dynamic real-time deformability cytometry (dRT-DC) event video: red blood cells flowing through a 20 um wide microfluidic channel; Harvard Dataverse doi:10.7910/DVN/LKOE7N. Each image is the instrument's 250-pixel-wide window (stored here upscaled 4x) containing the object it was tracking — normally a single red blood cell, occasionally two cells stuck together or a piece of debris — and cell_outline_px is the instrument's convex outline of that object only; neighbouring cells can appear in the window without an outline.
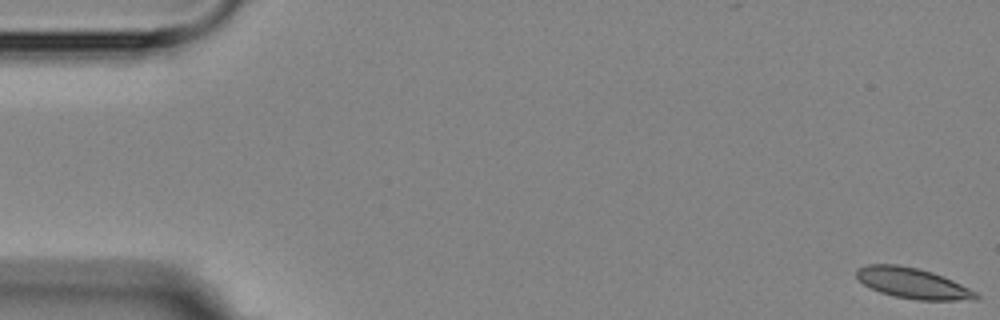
{"species": "Egyptian fruit bat (a non-hibernating species)", "species_latin": "Rousettus aegyptiacus", "temperature_condition": "room temperature", "stored_images_in_passage": 9, "camera_frame_rate_fps": 3000, "um_per_image_px": 0.085, "animal": {"sex": "female"}, "frame": {"image": 1, "passage_image": 1, "time_ms": 0.0, "image_size_px": [1000, 320], "cell_outline_px": [[980, 296], [976, 300], [916, 300], [896, 296], [880, 292], [864, 284], [856, 276], [856, 268], [868, 264], [896, 264], [916, 268], [932, 272], [944, 276], [976, 292]], "centroid_in_image_um": [77.58, 24.07], "position_along_channel_um": 7.4, "area_um2": 21.15}}
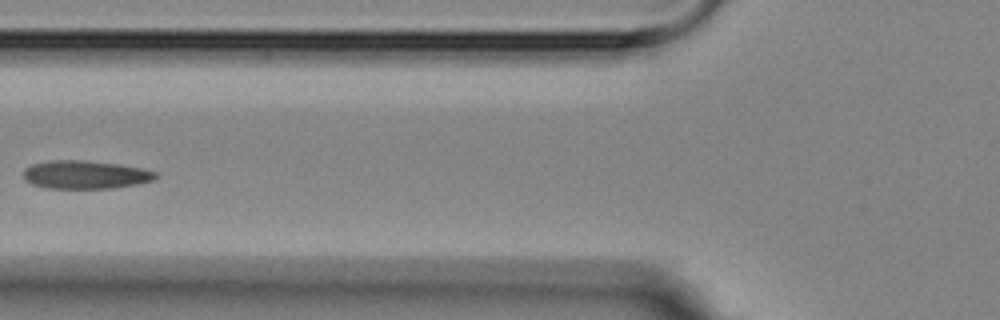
{"frame": {"image": 2, "passage_image": 7, "time_ms": 7.0, "image_size_px": [1000, 320], "cell_outline_px": [[156, 180], [136, 184], [112, 188], [44, 188], [32, 184], [24, 180], [24, 168], [32, 164], [52, 160], [84, 160], [120, 164], [140, 168], [156, 172]], "centroid_in_image_um": [7.23, 14.84], "position_along_channel_um": 118.6, "area_um2": 21.79}}
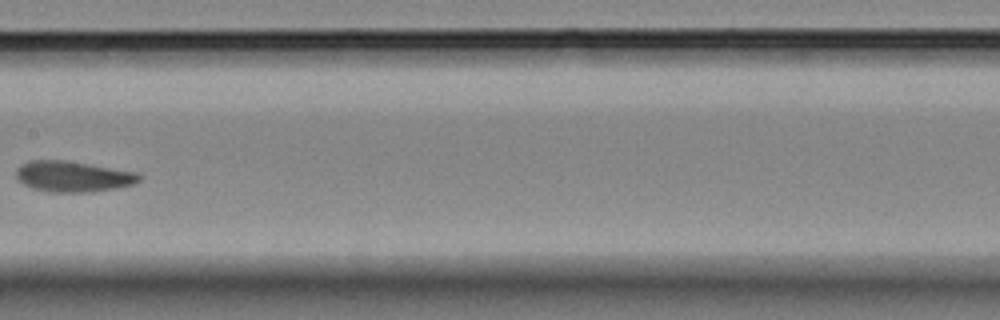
{"frame": {"image": 3, "passage_image": 9, "time_ms": 9.333, "image_size_px": [1000, 320], "cell_outline_px": [[140, 180], [132, 184], [116, 188], [88, 192], [48, 192], [32, 188], [16, 180], [16, 168], [20, 164], [28, 160], [64, 160], [136, 172], [140, 176]], "centroid_in_image_um": [6.13, 15.0], "position_along_channel_um": 201.3, "area_um2": 22.02}}